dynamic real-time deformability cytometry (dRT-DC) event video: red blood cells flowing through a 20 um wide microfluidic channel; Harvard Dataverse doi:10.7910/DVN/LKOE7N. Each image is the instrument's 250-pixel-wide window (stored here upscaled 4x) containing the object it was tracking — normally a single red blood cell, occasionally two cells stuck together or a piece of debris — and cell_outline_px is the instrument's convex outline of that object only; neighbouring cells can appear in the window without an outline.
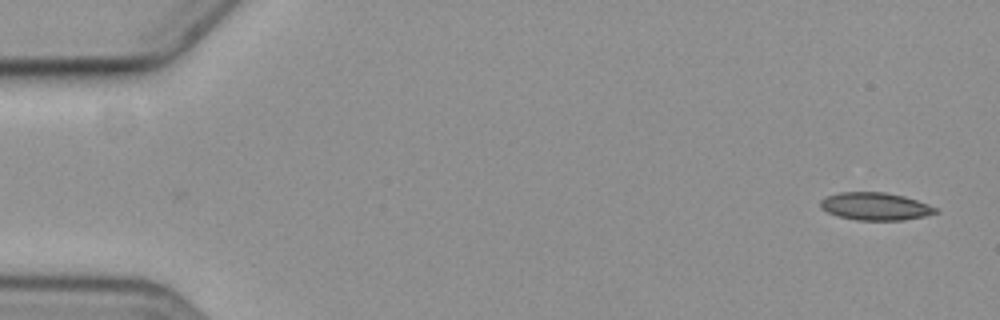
{"species": "common noctule bat (a hibernating species)", "species_latin": "Nyctalus noctula", "temperature_condition": "cold", "stored_images_in_passage": 5, "camera_frame_rate_fps": 3000, "um_per_image_px": 0.085, "animal": {"sex": "female", "body_mass_g": 19.3, "forearm_length_mm": 54.1}, "frame": {"image": 1, "passage_image": 5, "time_ms": 5.667, "image_size_px": [1000, 320], "cell_outline_px": [[940, 212], [924, 216], [904, 220], [856, 220], [840, 216], [828, 212], [820, 208], [820, 200], [828, 196], [840, 192], [884, 192], [904, 196], [928, 204], [936, 208]], "centroid_in_image_um": [74.41, 17.54], "position_along_channel_um": 10.6, "area_um2": 18.44}}